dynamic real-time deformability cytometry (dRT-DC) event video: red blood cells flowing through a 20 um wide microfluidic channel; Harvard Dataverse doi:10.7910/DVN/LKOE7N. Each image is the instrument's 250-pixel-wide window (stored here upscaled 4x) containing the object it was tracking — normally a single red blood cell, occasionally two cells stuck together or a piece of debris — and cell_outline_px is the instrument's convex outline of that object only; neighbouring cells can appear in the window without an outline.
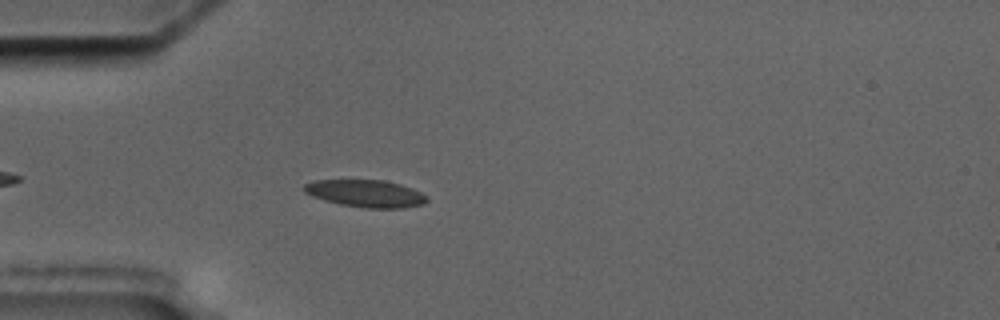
{"species": "common noctule bat (a hibernating species)", "species_latin": "Nyctalus noctula", "temperature_condition": "cold", "stored_images_in_passage": 4, "camera_frame_rate_fps": 3000, "um_per_image_px": 0.085, "animal": {"sex": "male", "body_mass_g": 17.5, "forearm_length_mm": 52.3}, "frame": {"image": 1, "passage_image": 4, "time_ms": 3.333, "image_size_px": [1000, 320], "cell_outline_px": [[428, 200], [424, 204], [400, 208], [364, 208], [340, 204], [324, 200], [312, 196], [304, 192], [300, 188], [304, 184], [316, 180], [384, 180], [400, 184], [412, 188], [428, 196]], "centroid_in_image_um": [31.07, 16.44], "position_along_channel_um": 53.9, "area_um2": 19.65}}